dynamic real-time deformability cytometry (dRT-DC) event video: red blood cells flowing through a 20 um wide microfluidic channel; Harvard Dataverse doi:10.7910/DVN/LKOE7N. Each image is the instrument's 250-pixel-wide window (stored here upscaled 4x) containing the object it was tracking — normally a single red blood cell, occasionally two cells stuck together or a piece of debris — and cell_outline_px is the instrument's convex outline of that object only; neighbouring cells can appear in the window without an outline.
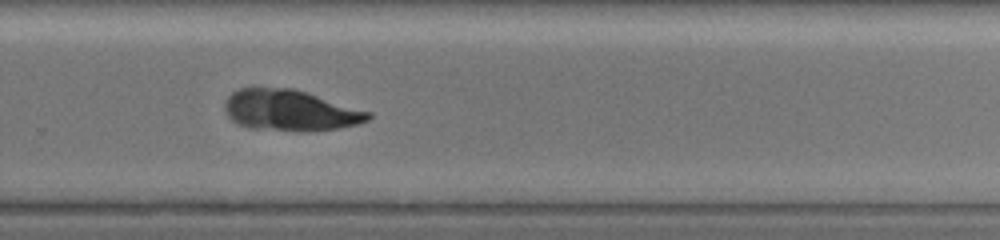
{"species": "common noctule bat (a hibernating species)", "species_latin": "Nyctalus noctula", "temperature_condition": "warm", "stored_images_in_passage": 59, "camera_frame_rate_fps": 3000, "um_per_image_px": 0.085, "animal": {"sex": "female", "body_mass_g": 19.5, "forearm_length_mm": 54.1}, "frame": {"image": 1, "passage_image": 41, "time_ms": 13.333, "image_size_px": [1000, 240], "cell_outline_px": [[372, 116], [368, 120], [356, 124], [336, 128], [248, 128], [232, 120], [224, 112], [224, 104], [228, 96], [232, 92], [240, 88], [292, 88], [372, 112]], "centroid_in_image_um": [24.62, 9.33], "position_along_channel_um": 305.2, "area_um2": 32.95}}
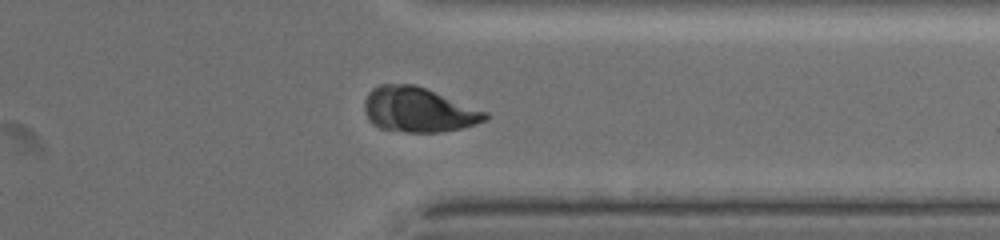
{"frame": {"image": 2, "passage_image": 47, "time_ms": 15.333, "image_size_px": [1000, 240], "cell_outline_px": [[488, 120], [476, 124], [460, 128], [440, 132], [404, 132], [380, 128], [372, 124], [368, 120], [364, 108], [364, 100], [368, 92], [372, 88], [380, 84], [412, 84], [424, 88], [488, 112]], "centroid_in_image_um": [35.53, 9.34], "position_along_channel_um": 375.9, "area_um2": 31.44}}